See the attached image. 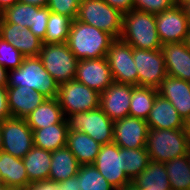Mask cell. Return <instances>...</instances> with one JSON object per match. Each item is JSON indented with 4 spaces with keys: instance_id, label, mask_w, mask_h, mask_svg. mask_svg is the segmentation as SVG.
<instances>
[{
    "instance_id": "obj_10",
    "label": "cell",
    "mask_w": 190,
    "mask_h": 190,
    "mask_svg": "<svg viewBox=\"0 0 190 190\" xmlns=\"http://www.w3.org/2000/svg\"><path fill=\"white\" fill-rule=\"evenodd\" d=\"M48 7H38L17 2L0 13L7 23H16L29 28L42 41L46 36L47 22L50 16Z\"/></svg>"
},
{
    "instance_id": "obj_18",
    "label": "cell",
    "mask_w": 190,
    "mask_h": 190,
    "mask_svg": "<svg viewBox=\"0 0 190 190\" xmlns=\"http://www.w3.org/2000/svg\"><path fill=\"white\" fill-rule=\"evenodd\" d=\"M0 37L11 43L25 57H39L43 42L29 28L7 23L0 17Z\"/></svg>"
},
{
    "instance_id": "obj_25",
    "label": "cell",
    "mask_w": 190,
    "mask_h": 190,
    "mask_svg": "<svg viewBox=\"0 0 190 190\" xmlns=\"http://www.w3.org/2000/svg\"><path fill=\"white\" fill-rule=\"evenodd\" d=\"M49 180L56 183L75 177L81 164L67 146L51 152Z\"/></svg>"
},
{
    "instance_id": "obj_43",
    "label": "cell",
    "mask_w": 190,
    "mask_h": 190,
    "mask_svg": "<svg viewBox=\"0 0 190 190\" xmlns=\"http://www.w3.org/2000/svg\"><path fill=\"white\" fill-rule=\"evenodd\" d=\"M8 82V70L0 65V86H7Z\"/></svg>"
},
{
    "instance_id": "obj_3",
    "label": "cell",
    "mask_w": 190,
    "mask_h": 190,
    "mask_svg": "<svg viewBox=\"0 0 190 190\" xmlns=\"http://www.w3.org/2000/svg\"><path fill=\"white\" fill-rule=\"evenodd\" d=\"M28 86L47 98L58 96L59 84L45 70L39 57H25L19 68L8 71L7 87Z\"/></svg>"
},
{
    "instance_id": "obj_2",
    "label": "cell",
    "mask_w": 190,
    "mask_h": 190,
    "mask_svg": "<svg viewBox=\"0 0 190 190\" xmlns=\"http://www.w3.org/2000/svg\"><path fill=\"white\" fill-rule=\"evenodd\" d=\"M133 48L161 49V41L156 29L155 14L140 10H131L123 14L121 37Z\"/></svg>"
},
{
    "instance_id": "obj_40",
    "label": "cell",
    "mask_w": 190,
    "mask_h": 190,
    "mask_svg": "<svg viewBox=\"0 0 190 190\" xmlns=\"http://www.w3.org/2000/svg\"><path fill=\"white\" fill-rule=\"evenodd\" d=\"M25 190H59V188L56 182L47 179L33 182Z\"/></svg>"
},
{
    "instance_id": "obj_23",
    "label": "cell",
    "mask_w": 190,
    "mask_h": 190,
    "mask_svg": "<svg viewBox=\"0 0 190 190\" xmlns=\"http://www.w3.org/2000/svg\"><path fill=\"white\" fill-rule=\"evenodd\" d=\"M0 179L7 187L14 190H25L28 187V176L23 160L1 150Z\"/></svg>"
},
{
    "instance_id": "obj_31",
    "label": "cell",
    "mask_w": 190,
    "mask_h": 190,
    "mask_svg": "<svg viewBox=\"0 0 190 190\" xmlns=\"http://www.w3.org/2000/svg\"><path fill=\"white\" fill-rule=\"evenodd\" d=\"M171 190H190V167L187 155H182L164 163Z\"/></svg>"
},
{
    "instance_id": "obj_9",
    "label": "cell",
    "mask_w": 190,
    "mask_h": 190,
    "mask_svg": "<svg viewBox=\"0 0 190 190\" xmlns=\"http://www.w3.org/2000/svg\"><path fill=\"white\" fill-rule=\"evenodd\" d=\"M114 82L138 85V72L133 60V47L122 39H115L106 54Z\"/></svg>"
},
{
    "instance_id": "obj_17",
    "label": "cell",
    "mask_w": 190,
    "mask_h": 190,
    "mask_svg": "<svg viewBox=\"0 0 190 190\" xmlns=\"http://www.w3.org/2000/svg\"><path fill=\"white\" fill-rule=\"evenodd\" d=\"M133 85L113 82L100 93V108L112 120L129 116Z\"/></svg>"
},
{
    "instance_id": "obj_41",
    "label": "cell",
    "mask_w": 190,
    "mask_h": 190,
    "mask_svg": "<svg viewBox=\"0 0 190 190\" xmlns=\"http://www.w3.org/2000/svg\"><path fill=\"white\" fill-rule=\"evenodd\" d=\"M78 184L79 181L76 176L69 178L66 181L57 183L59 190H80Z\"/></svg>"
},
{
    "instance_id": "obj_35",
    "label": "cell",
    "mask_w": 190,
    "mask_h": 190,
    "mask_svg": "<svg viewBox=\"0 0 190 190\" xmlns=\"http://www.w3.org/2000/svg\"><path fill=\"white\" fill-rule=\"evenodd\" d=\"M24 58L19 50L0 37V65L8 71L16 69L22 65Z\"/></svg>"
},
{
    "instance_id": "obj_15",
    "label": "cell",
    "mask_w": 190,
    "mask_h": 190,
    "mask_svg": "<svg viewBox=\"0 0 190 190\" xmlns=\"http://www.w3.org/2000/svg\"><path fill=\"white\" fill-rule=\"evenodd\" d=\"M148 129L146 120L126 116L114 121L113 142L125 149L146 147Z\"/></svg>"
},
{
    "instance_id": "obj_30",
    "label": "cell",
    "mask_w": 190,
    "mask_h": 190,
    "mask_svg": "<svg viewBox=\"0 0 190 190\" xmlns=\"http://www.w3.org/2000/svg\"><path fill=\"white\" fill-rule=\"evenodd\" d=\"M157 94L155 88L133 85L129 116L147 120Z\"/></svg>"
},
{
    "instance_id": "obj_28",
    "label": "cell",
    "mask_w": 190,
    "mask_h": 190,
    "mask_svg": "<svg viewBox=\"0 0 190 190\" xmlns=\"http://www.w3.org/2000/svg\"><path fill=\"white\" fill-rule=\"evenodd\" d=\"M22 160L28 176V186L49 179L52 160L50 151L34 146Z\"/></svg>"
},
{
    "instance_id": "obj_22",
    "label": "cell",
    "mask_w": 190,
    "mask_h": 190,
    "mask_svg": "<svg viewBox=\"0 0 190 190\" xmlns=\"http://www.w3.org/2000/svg\"><path fill=\"white\" fill-rule=\"evenodd\" d=\"M149 129H183L184 119L166 98L157 94L149 117Z\"/></svg>"
},
{
    "instance_id": "obj_29",
    "label": "cell",
    "mask_w": 190,
    "mask_h": 190,
    "mask_svg": "<svg viewBox=\"0 0 190 190\" xmlns=\"http://www.w3.org/2000/svg\"><path fill=\"white\" fill-rule=\"evenodd\" d=\"M132 183L147 190H171L166 168L160 162L150 161Z\"/></svg>"
},
{
    "instance_id": "obj_13",
    "label": "cell",
    "mask_w": 190,
    "mask_h": 190,
    "mask_svg": "<svg viewBox=\"0 0 190 190\" xmlns=\"http://www.w3.org/2000/svg\"><path fill=\"white\" fill-rule=\"evenodd\" d=\"M123 148L114 142L101 145L93 165L104 178L116 189L120 190L131 183L123 165Z\"/></svg>"
},
{
    "instance_id": "obj_39",
    "label": "cell",
    "mask_w": 190,
    "mask_h": 190,
    "mask_svg": "<svg viewBox=\"0 0 190 190\" xmlns=\"http://www.w3.org/2000/svg\"><path fill=\"white\" fill-rule=\"evenodd\" d=\"M111 7H114L118 11H120L122 14H125L127 12H130L131 10H134L133 8V0H103Z\"/></svg>"
},
{
    "instance_id": "obj_50",
    "label": "cell",
    "mask_w": 190,
    "mask_h": 190,
    "mask_svg": "<svg viewBox=\"0 0 190 190\" xmlns=\"http://www.w3.org/2000/svg\"><path fill=\"white\" fill-rule=\"evenodd\" d=\"M0 190H14V189H12V188H10V187H7V186L4 185V184H1V185H0Z\"/></svg>"
},
{
    "instance_id": "obj_32",
    "label": "cell",
    "mask_w": 190,
    "mask_h": 190,
    "mask_svg": "<svg viewBox=\"0 0 190 190\" xmlns=\"http://www.w3.org/2000/svg\"><path fill=\"white\" fill-rule=\"evenodd\" d=\"M72 19L66 15L50 12L43 43H66Z\"/></svg>"
},
{
    "instance_id": "obj_11",
    "label": "cell",
    "mask_w": 190,
    "mask_h": 190,
    "mask_svg": "<svg viewBox=\"0 0 190 190\" xmlns=\"http://www.w3.org/2000/svg\"><path fill=\"white\" fill-rule=\"evenodd\" d=\"M2 151L23 158L34 147L33 131L26 119L11 117L2 121Z\"/></svg>"
},
{
    "instance_id": "obj_21",
    "label": "cell",
    "mask_w": 190,
    "mask_h": 190,
    "mask_svg": "<svg viewBox=\"0 0 190 190\" xmlns=\"http://www.w3.org/2000/svg\"><path fill=\"white\" fill-rule=\"evenodd\" d=\"M8 106L11 116L25 119L47 97L28 86L7 87Z\"/></svg>"
},
{
    "instance_id": "obj_16",
    "label": "cell",
    "mask_w": 190,
    "mask_h": 190,
    "mask_svg": "<svg viewBox=\"0 0 190 190\" xmlns=\"http://www.w3.org/2000/svg\"><path fill=\"white\" fill-rule=\"evenodd\" d=\"M74 79L99 93L114 82L106 57L79 60Z\"/></svg>"
},
{
    "instance_id": "obj_34",
    "label": "cell",
    "mask_w": 190,
    "mask_h": 190,
    "mask_svg": "<svg viewBox=\"0 0 190 190\" xmlns=\"http://www.w3.org/2000/svg\"><path fill=\"white\" fill-rule=\"evenodd\" d=\"M123 161V165L125 166V173L128 179L132 182L149 164L150 158L146 147L137 149L123 148Z\"/></svg>"
},
{
    "instance_id": "obj_37",
    "label": "cell",
    "mask_w": 190,
    "mask_h": 190,
    "mask_svg": "<svg viewBox=\"0 0 190 190\" xmlns=\"http://www.w3.org/2000/svg\"><path fill=\"white\" fill-rule=\"evenodd\" d=\"M176 4L175 0H133L134 10L157 14Z\"/></svg>"
},
{
    "instance_id": "obj_42",
    "label": "cell",
    "mask_w": 190,
    "mask_h": 190,
    "mask_svg": "<svg viewBox=\"0 0 190 190\" xmlns=\"http://www.w3.org/2000/svg\"><path fill=\"white\" fill-rule=\"evenodd\" d=\"M19 2L38 6V7H46L48 0H19Z\"/></svg>"
},
{
    "instance_id": "obj_14",
    "label": "cell",
    "mask_w": 190,
    "mask_h": 190,
    "mask_svg": "<svg viewBox=\"0 0 190 190\" xmlns=\"http://www.w3.org/2000/svg\"><path fill=\"white\" fill-rule=\"evenodd\" d=\"M156 29L161 44L184 42L189 29L185 10L181 3L155 14Z\"/></svg>"
},
{
    "instance_id": "obj_24",
    "label": "cell",
    "mask_w": 190,
    "mask_h": 190,
    "mask_svg": "<svg viewBox=\"0 0 190 190\" xmlns=\"http://www.w3.org/2000/svg\"><path fill=\"white\" fill-rule=\"evenodd\" d=\"M69 125L67 118L60 123L33 130L34 146L53 152L66 146Z\"/></svg>"
},
{
    "instance_id": "obj_26",
    "label": "cell",
    "mask_w": 190,
    "mask_h": 190,
    "mask_svg": "<svg viewBox=\"0 0 190 190\" xmlns=\"http://www.w3.org/2000/svg\"><path fill=\"white\" fill-rule=\"evenodd\" d=\"M65 118L57 97L47 98L37 106L25 119L33 130L60 123Z\"/></svg>"
},
{
    "instance_id": "obj_49",
    "label": "cell",
    "mask_w": 190,
    "mask_h": 190,
    "mask_svg": "<svg viewBox=\"0 0 190 190\" xmlns=\"http://www.w3.org/2000/svg\"><path fill=\"white\" fill-rule=\"evenodd\" d=\"M2 122H0V151L2 150V132H1Z\"/></svg>"
},
{
    "instance_id": "obj_7",
    "label": "cell",
    "mask_w": 190,
    "mask_h": 190,
    "mask_svg": "<svg viewBox=\"0 0 190 190\" xmlns=\"http://www.w3.org/2000/svg\"><path fill=\"white\" fill-rule=\"evenodd\" d=\"M67 121L71 132L86 133L100 145L113 142L114 121L100 107L86 112L72 113L67 117Z\"/></svg>"
},
{
    "instance_id": "obj_45",
    "label": "cell",
    "mask_w": 190,
    "mask_h": 190,
    "mask_svg": "<svg viewBox=\"0 0 190 190\" xmlns=\"http://www.w3.org/2000/svg\"><path fill=\"white\" fill-rule=\"evenodd\" d=\"M181 5L185 10V14L190 26V0H184L183 2H181Z\"/></svg>"
},
{
    "instance_id": "obj_1",
    "label": "cell",
    "mask_w": 190,
    "mask_h": 190,
    "mask_svg": "<svg viewBox=\"0 0 190 190\" xmlns=\"http://www.w3.org/2000/svg\"><path fill=\"white\" fill-rule=\"evenodd\" d=\"M115 38L77 19L72 20L66 44L78 60L106 57Z\"/></svg>"
},
{
    "instance_id": "obj_47",
    "label": "cell",
    "mask_w": 190,
    "mask_h": 190,
    "mask_svg": "<svg viewBox=\"0 0 190 190\" xmlns=\"http://www.w3.org/2000/svg\"><path fill=\"white\" fill-rule=\"evenodd\" d=\"M120 190H147V189H142L140 187H137L134 183L131 182L130 184L124 186Z\"/></svg>"
},
{
    "instance_id": "obj_38",
    "label": "cell",
    "mask_w": 190,
    "mask_h": 190,
    "mask_svg": "<svg viewBox=\"0 0 190 190\" xmlns=\"http://www.w3.org/2000/svg\"><path fill=\"white\" fill-rule=\"evenodd\" d=\"M11 117L8 106L7 86H0V122Z\"/></svg>"
},
{
    "instance_id": "obj_8",
    "label": "cell",
    "mask_w": 190,
    "mask_h": 190,
    "mask_svg": "<svg viewBox=\"0 0 190 190\" xmlns=\"http://www.w3.org/2000/svg\"><path fill=\"white\" fill-rule=\"evenodd\" d=\"M57 99L65 118L100 107V93L75 79L59 84Z\"/></svg>"
},
{
    "instance_id": "obj_33",
    "label": "cell",
    "mask_w": 190,
    "mask_h": 190,
    "mask_svg": "<svg viewBox=\"0 0 190 190\" xmlns=\"http://www.w3.org/2000/svg\"><path fill=\"white\" fill-rule=\"evenodd\" d=\"M76 177L80 190H116L93 164L81 165Z\"/></svg>"
},
{
    "instance_id": "obj_5",
    "label": "cell",
    "mask_w": 190,
    "mask_h": 190,
    "mask_svg": "<svg viewBox=\"0 0 190 190\" xmlns=\"http://www.w3.org/2000/svg\"><path fill=\"white\" fill-rule=\"evenodd\" d=\"M77 20L119 39L122 33L123 14L103 0H81Z\"/></svg>"
},
{
    "instance_id": "obj_44",
    "label": "cell",
    "mask_w": 190,
    "mask_h": 190,
    "mask_svg": "<svg viewBox=\"0 0 190 190\" xmlns=\"http://www.w3.org/2000/svg\"><path fill=\"white\" fill-rule=\"evenodd\" d=\"M19 0H0V13L5 9L15 5Z\"/></svg>"
},
{
    "instance_id": "obj_12",
    "label": "cell",
    "mask_w": 190,
    "mask_h": 190,
    "mask_svg": "<svg viewBox=\"0 0 190 190\" xmlns=\"http://www.w3.org/2000/svg\"><path fill=\"white\" fill-rule=\"evenodd\" d=\"M133 60L138 72V86L157 89L167 76L161 49L146 50L133 48Z\"/></svg>"
},
{
    "instance_id": "obj_19",
    "label": "cell",
    "mask_w": 190,
    "mask_h": 190,
    "mask_svg": "<svg viewBox=\"0 0 190 190\" xmlns=\"http://www.w3.org/2000/svg\"><path fill=\"white\" fill-rule=\"evenodd\" d=\"M157 92L171 102L183 119L190 114V82L167 75Z\"/></svg>"
},
{
    "instance_id": "obj_52",
    "label": "cell",
    "mask_w": 190,
    "mask_h": 190,
    "mask_svg": "<svg viewBox=\"0 0 190 190\" xmlns=\"http://www.w3.org/2000/svg\"><path fill=\"white\" fill-rule=\"evenodd\" d=\"M176 1V3H181V2H183L184 0H175Z\"/></svg>"
},
{
    "instance_id": "obj_27",
    "label": "cell",
    "mask_w": 190,
    "mask_h": 190,
    "mask_svg": "<svg viewBox=\"0 0 190 190\" xmlns=\"http://www.w3.org/2000/svg\"><path fill=\"white\" fill-rule=\"evenodd\" d=\"M66 146L81 165L93 164L101 145L83 132H68Z\"/></svg>"
},
{
    "instance_id": "obj_51",
    "label": "cell",
    "mask_w": 190,
    "mask_h": 190,
    "mask_svg": "<svg viewBox=\"0 0 190 190\" xmlns=\"http://www.w3.org/2000/svg\"><path fill=\"white\" fill-rule=\"evenodd\" d=\"M187 157H188V165L190 167V149L187 152Z\"/></svg>"
},
{
    "instance_id": "obj_4",
    "label": "cell",
    "mask_w": 190,
    "mask_h": 190,
    "mask_svg": "<svg viewBox=\"0 0 190 190\" xmlns=\"http://www.w3.org/2000/svg\"><path fill=\"white\" fill-rule=\"evenodd\" d=\"M190 140L184 129H148L146 150L150 161L165 163L187 155Z\"/></svg>"
},
{
    "instance_id": "obj_48",
    "label": "cell",
    "mask_w": 190,
    "mask_h": 190,
    "mask_svg": "<svg viewBox=\"0 0 190 190\" xmlns=\"http://www.w3.org/2000/svg\"><path fill=\"white\" fill-rule=\"evenodd\" d=\"M184 44L190 49V27L185 37Z\"/></svg>"
},
{
    "instance_id": "obj_20",
    "label": "cell",
    "mask_w": 190,
    "mask_h": 190,
    "mask_svg": "<svg viewBox=\"0 0 190 190\" xmlns=\"http://www.w3.org/2000/svg\"><path fill=\"white\" fill-rule=\"evenodd\" d=\"M161 51L167 75L190 82V49L184 42L163 44Z\"/></svg>"
},
{
    "instance_id": "obj_6",
    "label": "cell",
    "mask_w": 190,
    "mask_h": 190,
    "mask_svg": "<svg viewBox=\"0 0 190 190\" xmlns=\"http://www.w3.org/2000/svg\"><path fill=\"white\" fill-rule=\"evenodd\" d=\"M39 58L45 70L58 84L75 78L79 60L66 43H42Z\"/></svg>"
},
{
    "instance_id": "obj_46",
    "label": "cell",
    "mask_w": 190,
    "mask_h": 190,
    "mask_svg": "<svg viewBox=\"0 0 190 190\" xmlns=\"http://www.w3.org/2000/svg\"><path fill=\"white\" fill-rule=\"evenodd\" d=\"M184 131L188 135L190 140V114L184 119Z\"/></svg>"
},
{
    "instance_id": "obj_36",
    "label": "cell",
    "mask_w": 190,
    "mask_h": 190,
    "mask_svg": "<svg viewBox=\"0 0 190 190\" xmlns=\"http://www.w3.org/2000/svg\"><path fill=\"white\" fill-rule=\"evenodd\" d=\"M81 0H48V9L57 14H62L76 19Z\"/></svg>"
}]
</instances>
